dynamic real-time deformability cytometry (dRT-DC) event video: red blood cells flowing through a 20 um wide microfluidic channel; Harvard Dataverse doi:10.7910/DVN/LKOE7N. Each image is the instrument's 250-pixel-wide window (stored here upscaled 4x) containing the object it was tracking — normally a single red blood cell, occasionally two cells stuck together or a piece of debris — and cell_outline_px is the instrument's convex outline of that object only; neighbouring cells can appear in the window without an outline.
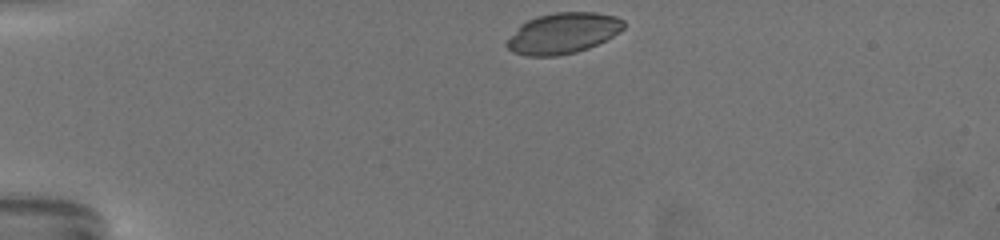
{"species": "common noctule bat (a hibernating species)", "species_latin": "Nyctalus noctula", "temperature_condition": "warm", "stored_images_in_passage": 40, "camera_frame_rate_fps": 3000, "um_per_image_px": 0.085, "animal": {"sex": "female", "body_mass_g": 19.5, "forearm_length_mm": 54.1}, "frame": {"image": 1, "passage_image": 1, "time_ms": 0.0, "image_size_px": [1000, 240], "cell_outline_px": [[624, 28], [612, 36], [588, 48], [576, 52], [556, 56], [528, 56], [512, 52], [504, 44], [520, 24], [536, 16], [556, 12], [596, 12], [616, 16], [624, 20]], "centroid_in_image_um": [47.83, 2.82], "position_along_channel_um": 37.2, "area_um2": 27.74}}
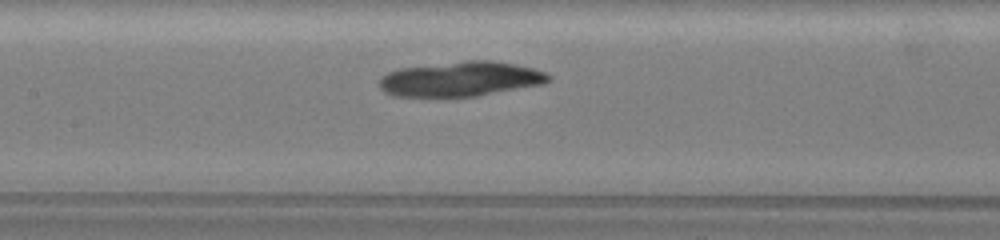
{"frame": {"image": 2, "passage_image": 18, "time_ms": 5.667, "image_size_px": [1000, 240], "cell_outline_px": [[552, 76], [544, 84], [476, 96], [392, 96], [384, 92], [380, 88], [380, 80], [388, 72], [396, 68], [468, 60], [492, 60], [516, 64], [532, 68], [544, 72]], "centroid_in_image_um": [39.15, 6.7], "position_along_channel_um": 168.2, "area_um2": 34.28}}
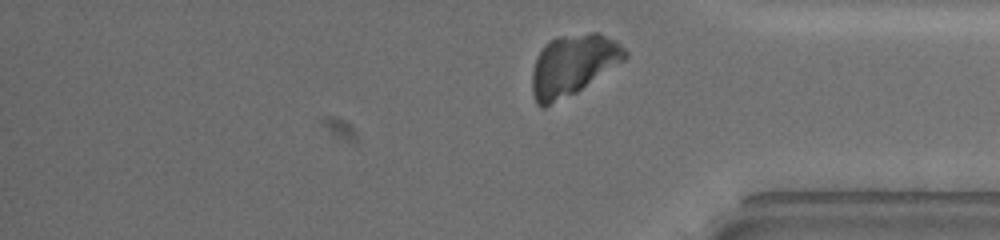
{"frame": {"image": 3, "passage_image": 38, "time_ms": 12.333, "image_size_px": [1000, 240], "cell_outline_px": [[628, 56], [624, 60], [576, 92], [544, 108], [540, 108], [536, 104], [532, 92], [532, 72], [536, 56], [544, 44], [548, 40], [556, 36], [592, 32], [600, 32], [616, 40], [628, 52]], "centroid_in_image_um": [48.67, 5.5], "position_along_channel_um": 386.5, "area_um2": 33.18}}